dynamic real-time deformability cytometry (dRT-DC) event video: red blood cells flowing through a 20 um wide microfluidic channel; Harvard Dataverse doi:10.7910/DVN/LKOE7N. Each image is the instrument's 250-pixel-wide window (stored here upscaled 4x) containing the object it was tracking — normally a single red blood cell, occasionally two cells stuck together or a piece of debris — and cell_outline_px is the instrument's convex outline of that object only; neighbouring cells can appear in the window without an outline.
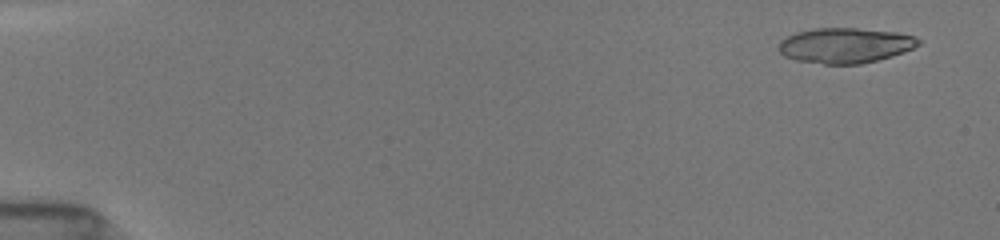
{"species": "common noctule bat (a hibernating species)", "species_latin": "Nyctalus noctula", "temperature_condition": "room temperature", "stored_images_in_passage": 52, "camera_frame_rate_fps": 3000, "um_per_image_px": 0.085, "animal": {"sex": "female", "body_mass_g": 19.5, "forearm_length_mm": 54.1}, "frame": {"image": 1, "passage_image": 3, "time_ms": 0.667, "image_size_px": [1000, 240], "cell_outline_px": [[920, 44], [904, 52], [892, 56], [860, 64], [824, 64], [796, 60], [784, 56], [780, 52], [780, 40], [796, 32], [816, 28], [856, 28], [896, 32], [912, 36], [920, 40]], "centroid_in_image_um": [71.83, 3.86], "position_along_channel_um": 13.2, "area_um2": 28.5}}
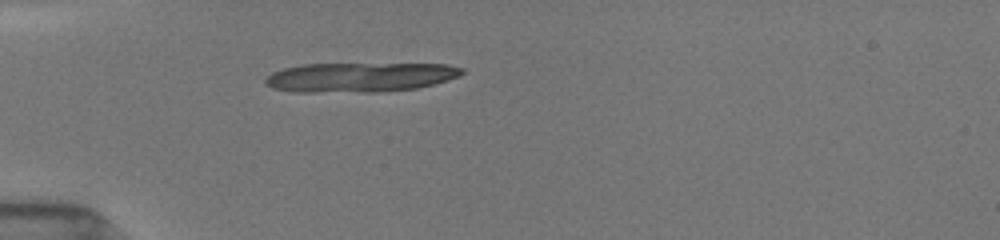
{"frame": {"image": 2, "passage_image": 16, "time_ms": 5.0, "image_size_px": [1000, 240], "cell_outline_px": [[464, 72], [460, 76], [448, 80], [416, 88], [380, 92], [292, 92], [272, 88], [264, 84], [264, 80], [272, 72], [284, 68], [304, 64], [448, 64], [464, 68]], "centroid_in_image_um": [30.58, 6.57], "position_along_channel_um": 54.4, "area_um2": 33.99}}
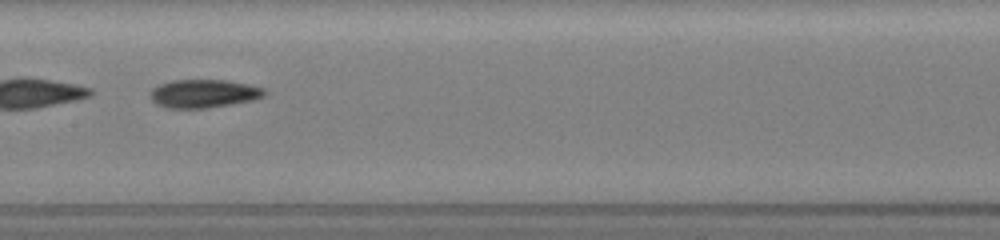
{"frame": {"image": 3, "passage_image": 28, "time_ms": 9.0, "image_size_px": [1000, 240], "cell_outline_px": [[268, 92], [264, 96], [252, 100], [232, 104], [208, 108], [164, 108], [156, 104], [148, 96], [148, 92], [156, 84], [172, 80], [224, 80], [248, 84], [264, 88]], "centroid_in_image_um": [17.25, 7.95], "position_along_channel_um": 190.1, "area_um2": 19.19}, "authors_computed_cell_mechanics": {"area_um2": 19.6231, "velocity_mm_per_s": 3.9324, "shape_relaxation_time_tau1_ms": 6.8588, "shape_relaxation_time_tau2_ms": 6.4571, "deformation_change_tau1": 0.2158, "deformation_change_tau2": 0.1377}}